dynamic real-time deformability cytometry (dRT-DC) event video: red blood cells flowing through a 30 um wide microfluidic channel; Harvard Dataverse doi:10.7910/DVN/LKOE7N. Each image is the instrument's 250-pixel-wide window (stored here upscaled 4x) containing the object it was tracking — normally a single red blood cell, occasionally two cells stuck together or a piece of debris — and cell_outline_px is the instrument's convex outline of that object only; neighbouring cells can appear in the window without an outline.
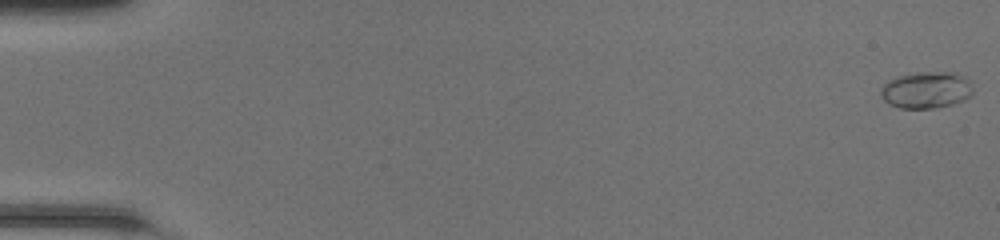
{"species": "common noctule bat (a hibernating species)", "species_latin": "Nyctalus noctula", "temperature_condition": "room temperature", "stored_images_in_passage": 50, "camera_frame_rate_fps": 3000, "um_per_image_px": 0.085, "animal": {"sex": "female", "body_mass_g": 20.0, "forearm_length_mm": 54.0}, "frame": {"image": 1, "passage_image": 1, "time_ms": 0.0, "image_size_px": [1000, 240], "cell_outline_px": [[972, 96], [964, 100], [952, 104], [936, 108], [900, 108], [888, 104], [884, 100], [880, 92], [880, 88], [888, 80], [900, 76], [916, 72], [956, 72], [964, 76], [968, 80], [972, 88]], "centroid_in_image_um": [78.74, 7.65], "position_along_channel_um": 6.3, "area_um2": 19.83}}
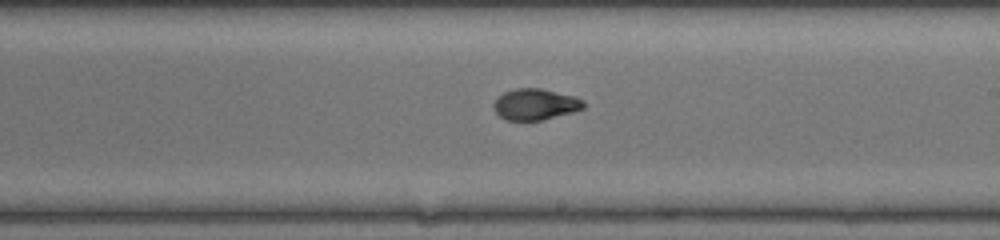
{"frame": {"image": 2, "passage_image": 30, "time_ms": 9.667, "image_size_px": [1000, 240], "cell_outline_px": [[584, 108], [572, 112], [540, 120], [504, 120], [492, 108], [492, 104], [504, 92], [516, 88], [540, 88], [576, 96], [584, 100]], "centroid_in_image_um": [45.49, 8.86], "position_along_channel_um": 243.5, "area_um2": 16.3}}
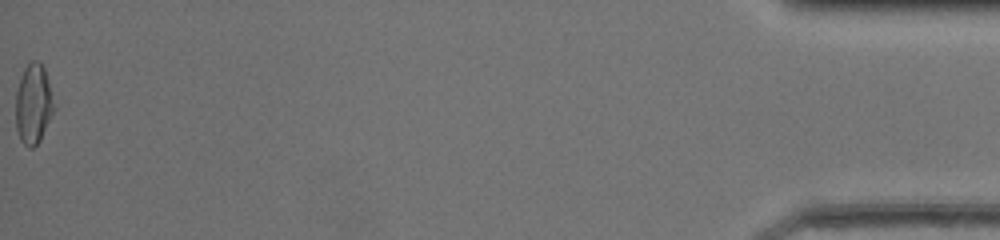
{"frame": {"image": 3, "passage_image": 50, "time_ms": 16.333, "image_size_px": [1000, 240], "cell_outline_px": [[56, 108], [40, 140], [32, 148], [28, 148], [20, 140], [16, 128], [16, 92], [20, 76], [24, 68], [32, 60], [40, 60], [44, 68], [48, 80]], "centroid_in_image_um": [2.84, 8.83], "position_along_channel_um": 432.4, "area_um2": 18.03}, "authors_computed_cell_mechanics": {"area_um2": 16.8487, "velocity_mm_per_s": 4.2894, "shape_relaxation_time_tau1_ms": 7.5383, "shape_relaxation_time_tau2_ms": 0.7367, "deformation_change_tau1": 0.2389, "deformation_change_tau2": 0.0451}}